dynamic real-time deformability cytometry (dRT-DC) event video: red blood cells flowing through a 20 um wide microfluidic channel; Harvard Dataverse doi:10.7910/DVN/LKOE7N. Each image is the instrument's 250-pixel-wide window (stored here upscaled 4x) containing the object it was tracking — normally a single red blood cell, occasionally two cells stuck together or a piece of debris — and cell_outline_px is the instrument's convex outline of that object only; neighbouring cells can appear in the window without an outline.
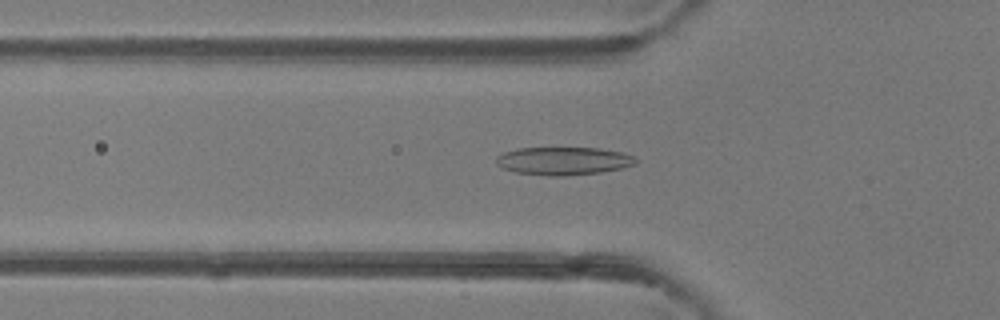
{"species": "common noctule bat (a hibernating species)", "species_latin": "Nyctalus noctula", "temperature_condition": "room temperature", "stored_images_in_passage": 47, "camera_frame_rate_fps": 3000, "um_per_image_px": 0.085, "animal": {"sex": "female"}, "frame": {"image": 1, "passage_image": 16, "time_ms": 5.0, "image_size_px": [1000, 320], "cell_outline_px": [[640, 160], [636, 164], [620, 168], [600, 172], [564, 176], [548, 176], [516, 172], [504, 168], [496, 164], [496, 156], [504, 152], [516, 148], [600, 148], [624, 152], [636, 156]], "centroid_in_image_um": [47.94, 13.67], "position_along_channel_um": 77.9, "area_um2": 22.95}}
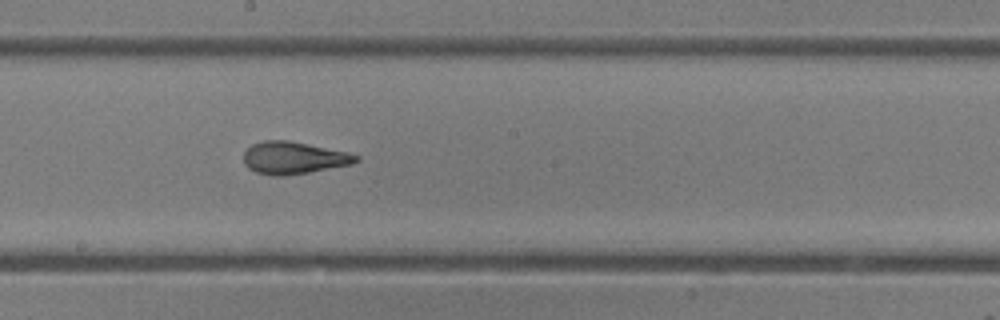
{"frame": {"image": 2, "passage_image": 26, "time_ms": 8.333, "image_size_px": [1000, 320], "cell_outline_px": [[360, 160], [352, 164], [308, 172], [284, 176], [272, 176], [256, 172], [248, 168], [244, 164], [244, 152], [252, 144], [264, 140], [288, 140], [348, 152], [360, 156]], "centroid_in_image_um": [24.95, 13.42], "position_along_channel_um": 223.2, "area_um2": 21.15}}
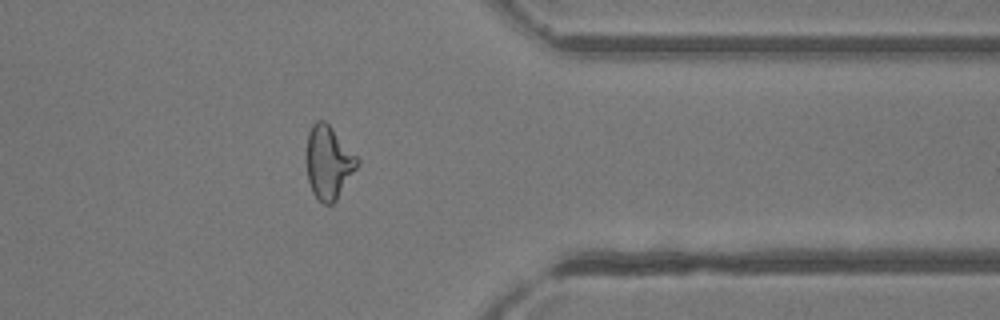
{"frame": {"image": 3, "passage_image": 38, "time_ms": 12.333, "image_size_px": [1000, 320], "cell_outline_px": [[360, 164], [336, 200], [332, 204], [324, 204], [312, 192], [308, 180], [304, 160], [304, 156], [308, 132], [312, 124], [316, 120], [324, 120], [332, 128], [360, 160]], "centroid_in_image_um": [27.89, 13.79], "position_along_channel_um": 383.5, "area_um2": 22.02}, "authors_computed_cell_mechanics": {"area_um2": 21.964, "velocity_mm_per_s": 4.3247, "shape_relaxation_time_tau1_ms": 3.8071, "shape_relaxation_time_tau2_ms": 1.3592, "deformation_change_tau1": 0.1795, "deformation_change_tau2": 0.0833}}